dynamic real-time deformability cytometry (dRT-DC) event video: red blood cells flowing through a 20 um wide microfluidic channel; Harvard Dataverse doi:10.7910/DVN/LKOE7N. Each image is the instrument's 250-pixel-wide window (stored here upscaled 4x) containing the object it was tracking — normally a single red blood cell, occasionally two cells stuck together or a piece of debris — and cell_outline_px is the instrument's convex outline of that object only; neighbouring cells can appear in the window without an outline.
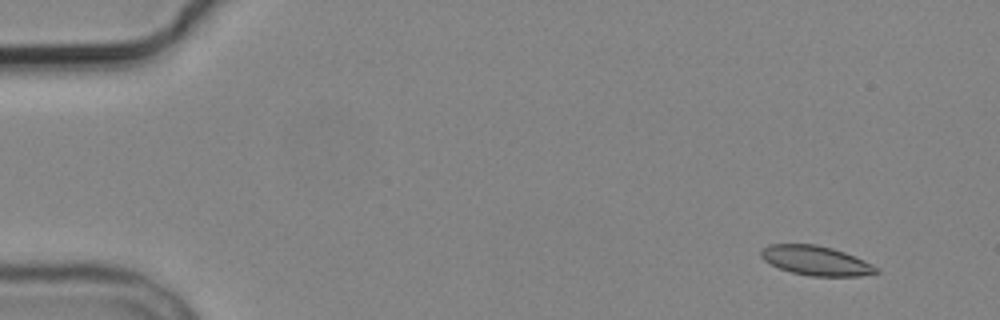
{"species": "common noctule bat (a hibernating species)", "species_latin": "Nyctalus noctula", "temperature_condition": "cold", "stored_images_in_passage": 5, "segment_of_instrument_passage": [2, 2], "camera_frame_rate_fps": 3000, "um_per_image_px": 0.085, "animal": {"sex": "male", "body_mass_g": 19.2, "forearm_length_mm": 51.8}, "frame": {"image": 1, "passage_image": 5, "time_ms": 5.333, "image_size_px": [1000, 320], "cell_outline_px": [[880, 272], [860, 276], [812, 276], [792, 272], [780, 268], [764, 260], [760, 256], [760, 248], [768, 244], [816, 244], [832, 248], [844, 252], [864, 260], [880, 268]], "centroid_in_image_um": [69.36, 22.14], "position_along_channel_um": 15.6, "area_um2": 19.83}}